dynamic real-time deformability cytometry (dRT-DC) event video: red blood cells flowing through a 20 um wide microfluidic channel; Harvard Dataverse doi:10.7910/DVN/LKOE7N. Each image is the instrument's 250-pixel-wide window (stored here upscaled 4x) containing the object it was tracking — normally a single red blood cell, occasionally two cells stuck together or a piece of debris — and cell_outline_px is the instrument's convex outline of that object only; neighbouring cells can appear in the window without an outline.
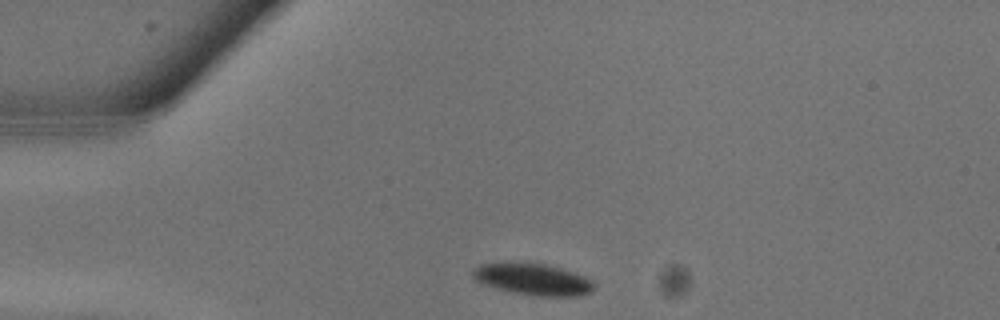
{"species": "common noctule bat (a hibernating species)", "species_latin": "Nyctalus noctula", "temperature_condition": "warm", "stored_images_in_passage": 6, "camera_frame_rate_fps": 3000, "um_per_image_px": 0.085, "animal": {"sex": "male", "body_mass_g": 13.3}, "frame": {"image": 1, "passage_image": 1, "time_ms": 0.0, "image_size_px": [1000, 320], "cell_outline_px": [[596, 288], [592, 292], [580, 296], [532, 296], [512, 292], [480, 284], [472, 276], [472, 268], [480, 264], [544, 264], [560, 268], [584, 276], [592, 280], [596, 284]], "centroid_in_image_um": [45.33, 23.78], "position_along_channel_um": 39.7, "area_um2": 22.2}}
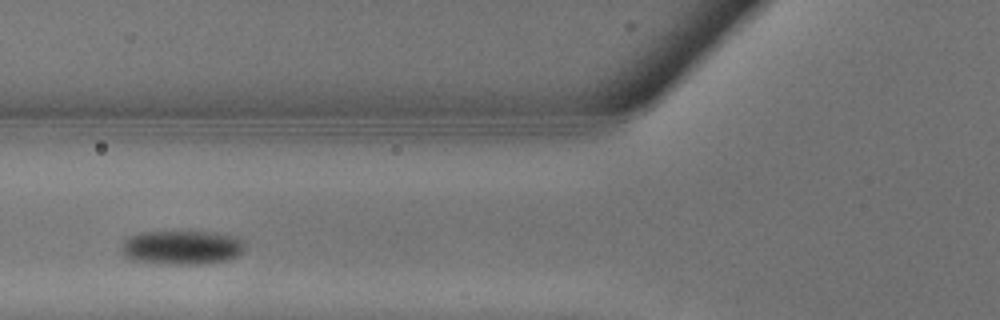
{"frame": {"image": 2, "passage_image": 5, "time_ms": 1.333, "image_size_px": [1000, 320], "cell_outline_px": [[248, 244], [240, 256], [228, 260], [200, 264], [164, 264], [128, 260], [120, 252], [120, 248], [124, 240], [140, 232], [176, 228], [188, 228], [220, 232], [236, 236], [244, 240]], "centroid_in_image_um": [15.5, 20.97], "position_along_channel_um": 110.3, "area_um2": 26.53}}